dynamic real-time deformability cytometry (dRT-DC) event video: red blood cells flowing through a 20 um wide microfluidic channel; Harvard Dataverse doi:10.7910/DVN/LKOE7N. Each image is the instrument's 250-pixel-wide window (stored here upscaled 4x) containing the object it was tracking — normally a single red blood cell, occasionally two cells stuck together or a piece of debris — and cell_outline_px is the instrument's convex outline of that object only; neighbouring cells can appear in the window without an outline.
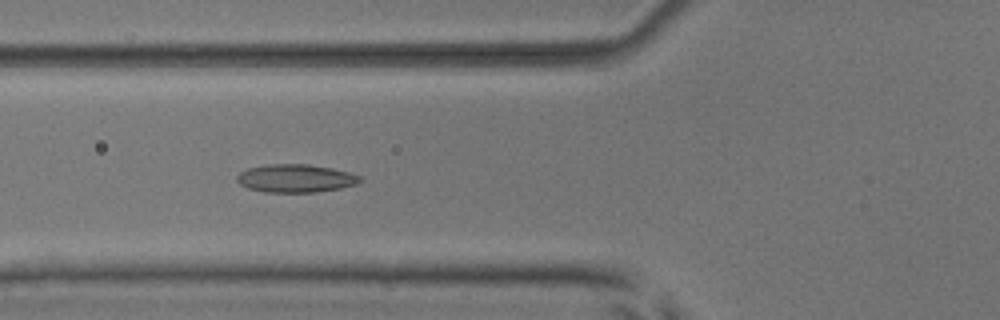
{"species": "common noctule bat (a hibernating species)", "species_latin": "Nyctalus noctula", "temperature_condition": "room temperature", "stored_images_in_passage": 6, "camera_frame_rate_fps": 3000, "um_per_image_px": 0.085, "animal": {"sex": "male", "body_mass_g": 17.9, "forearm_length_mm": 54.2}, "frame": {"image": 1, "passage_image": 5, "time_ms": 5.333, "image_size_px": [1000, 320], "cell_outline_px": [[364, 180], [356, 184], [340, 188], [312, 192], [264, 192], [248, 188], [240, 184], [236, 180], [236, 176], [240, 172], [248, 168], [268, 164], [308, 164], [332, 168], [348, 172], [360, 176]], "centroid_in_image_um": [25.11, 15.15], "position_along_channel_um": 100.7, "area_um2": 20.11}}
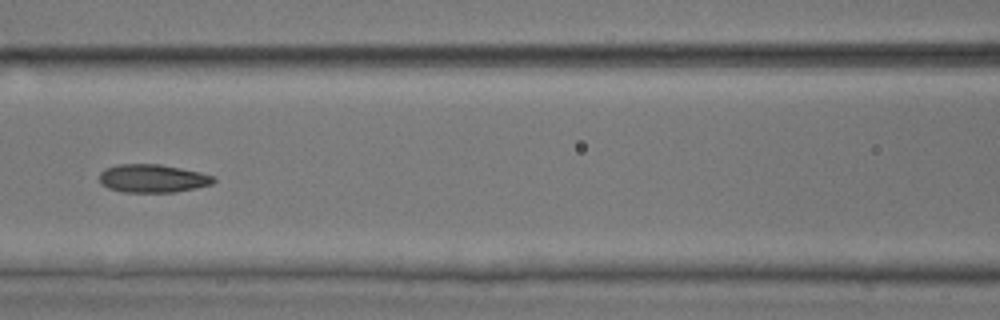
{"frame": {"image": 2, "passage_image": 6, "time_ms": 6.667, "image_size_px": [1000, 320], "cell_outline_px": [[216, 180], [212, 184], [196, 188], [176, 192], [124, 192], [108, 188], [100, 184], [100, 172], [104, 168], [120, 164], [160, 164], [200, 172], [216, 176]], "centroid_in_image_um": [12.98, 15.16], "position_along_channel_um": 153.6, "area_um2": 18.9}}